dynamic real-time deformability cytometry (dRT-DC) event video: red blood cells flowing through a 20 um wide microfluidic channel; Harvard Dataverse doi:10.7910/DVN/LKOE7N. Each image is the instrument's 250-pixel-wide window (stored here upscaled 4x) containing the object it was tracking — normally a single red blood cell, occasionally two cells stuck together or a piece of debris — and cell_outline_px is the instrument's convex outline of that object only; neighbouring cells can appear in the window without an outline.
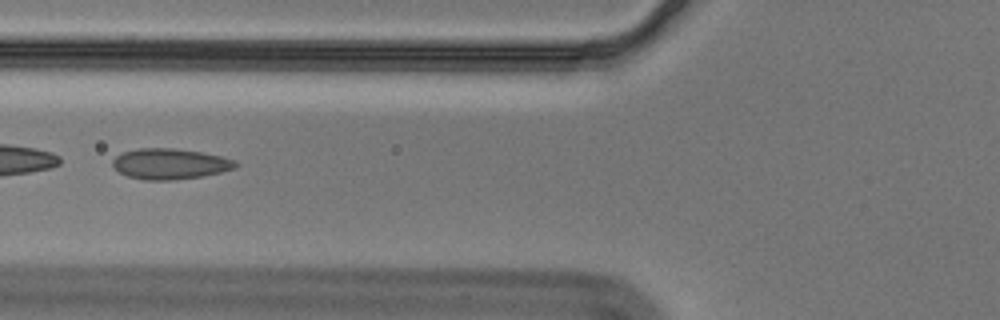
{"species": "Egyptian fruit bat (a non-hibernating species)", "species_latin": "Rousettus aegyptiacus", "temperature_condition": "cold", "stored_images_in_passage": 45, "camera_frame_rate_fps": 3000, "um_per_image_px": 0.085, "animal": {"sex": "male"}, "frame": {"image": 1, "passage_image": 12, "time_ms": 3.667, "image_size_px": [1000, 320], "cell_outline_px": [[240, 164], [236, 168], [220, 172], [200, 176], [176, 180], [144, 180], [128, 176], [112, 168], [112, 160], [116, 156], [124, 152], [136, 148], [172, 148], [200, 152], [220, 156], [236, 160]], "centroid_in_image_um": [14.44, 13.93], "position_along_channel_um": 111.4, "area_um2": 22.02}}
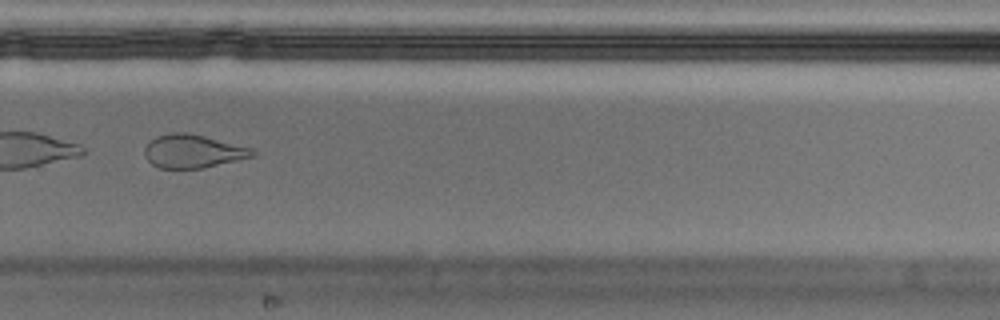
{"frame": {"image": 2, "passage_image": 29, "time_ms": 9.333, "image_size_px": [1000, 320], "cell_outline_px": [[256, 156], [204, 168], [160, 168], [152, 164], [148, 160], [144, 152], [144, 148], [156, 136], [172, 132], [184, 132], [204, 136], [252, 148], [256, 152]], "centroid_in_image_um": [16.42, 12.86], "position_along_channel_um": 313.4, "area_um2": 20.87}}
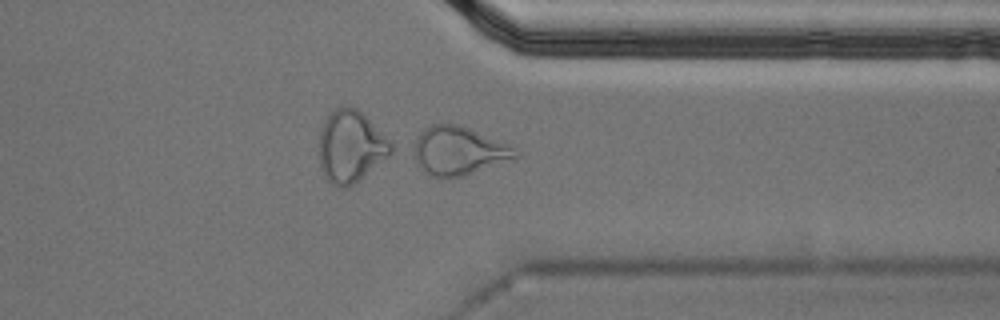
{"frame": {"image": 3, "passage_image": 34, "time_ms": 11.0, "image_size_px": [1000, 320], "cell_outline_px": [[520, 156], [464, 176], [444, 180], [432, 176], [420, 168], [416, 164], [408, 152], [416, 136], [424, 128], [432, 124], [460, 124], [508, 144]], "centroid_in_image_um": [38.85, 12.84], "position_along_channel_um": 372.5, "area_um2": 29.36}, "authors_computed_cell_mechanics": {"area_um2": 22.5998, "velocity_mm_per_s": 3.5753, "shape_relaxation_time_tau1_ms": null, "shape_relaxation_time_tau2_ms": 1.8715, "deformation_change_tau1": null, "deformation_change_tau2": 0.0859}}